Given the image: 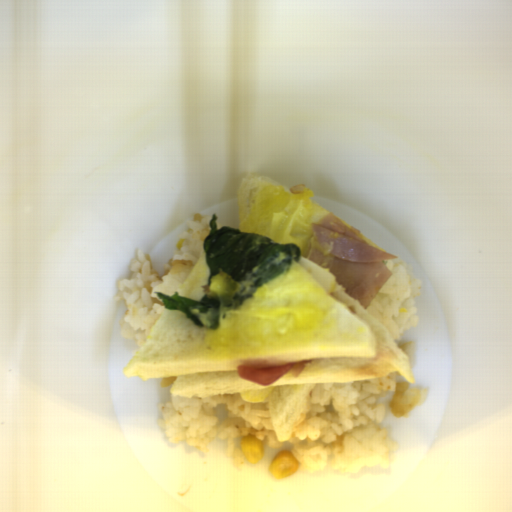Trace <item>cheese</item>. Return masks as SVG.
Segmentation results:
<instances>
[{
    "instance_id": "obj_1",
    "label": "cheese",
    "mask_w": 512,
    "mask_h": 512,
    "mask_svg": "<svg viewBox=\"0 0 512 512\" xmlns=\"http://www.w3.org/2000/svg\"><path fill=\"white\" fill-rule=\"evenodd\" d=\"M267 282L221 319L217 329H206L209 354L248 359L271 349L294 347L315 337L327 317L328 306L304 301L278 308H264Z\"/></svg>"
}]
</instances>
